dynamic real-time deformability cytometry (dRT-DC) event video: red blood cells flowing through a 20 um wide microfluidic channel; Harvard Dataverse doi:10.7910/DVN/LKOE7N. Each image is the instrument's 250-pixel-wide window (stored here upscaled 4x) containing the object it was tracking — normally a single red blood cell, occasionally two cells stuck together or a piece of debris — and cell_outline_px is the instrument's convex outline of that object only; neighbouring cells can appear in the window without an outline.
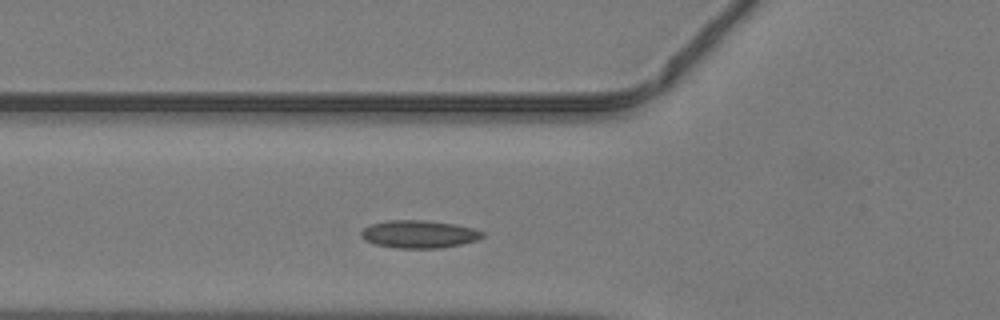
{"species": "common noctule bat (a hibernating species)", "species_latin": "Nyctalus noctula", "temperature_condition": "warm", "stored_images_in_passage": 33, "camera_frame_rate_fps": 3000, "um_per_image_px": 0.085, "animal": {"sex": "male", "body_mass_g": 19.2, "forearm_length_mm": 51.8}, "frame": {"image": 1, "passage_image": 2, "time_ms": 0.333, "image_size_px": [1000, 320], "cell_outline_px": [[484, 236], [476, 240], [460, 244], [440, 248], [396, 248], [376, 244], [364, 240], [360, 236], [360, 232], [364, 228], [372, 224], [388, 220], [424, 220], [456, 224], [472, 228], [484, 232]], "centroid_in_image_um": [35.6, 19.9], "position_along_channel_um": 90.2, "area_um2": 19.54}}
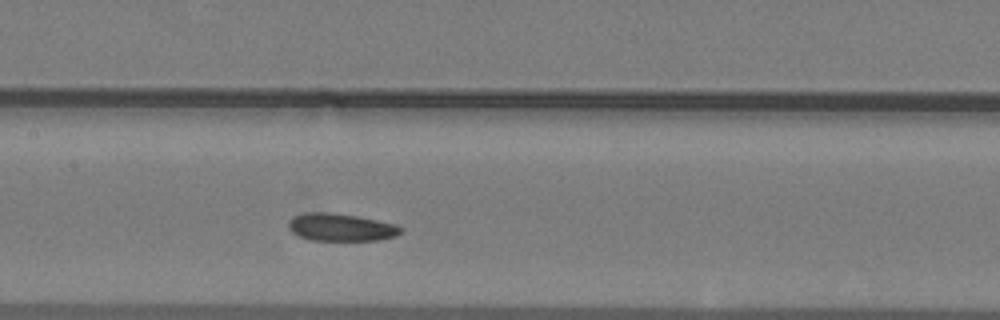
{"frame": {"image": 2, "passage_image": 8, "time_ms": 2.333, "image_size_px": [1000, 320], "cell_outline_px": [[404, 228], [396, 236], [380, 240], [312, 240], [300, 236], [292, 232], [288, 228], [288, 224], [292, 216], [304, 212], [328, 212], [356, 216], [396, 224]], "centroid_in_image_um": [28.97, 19.31], "position_along_channel_um": 178.4, "area_um2": 18.03}}
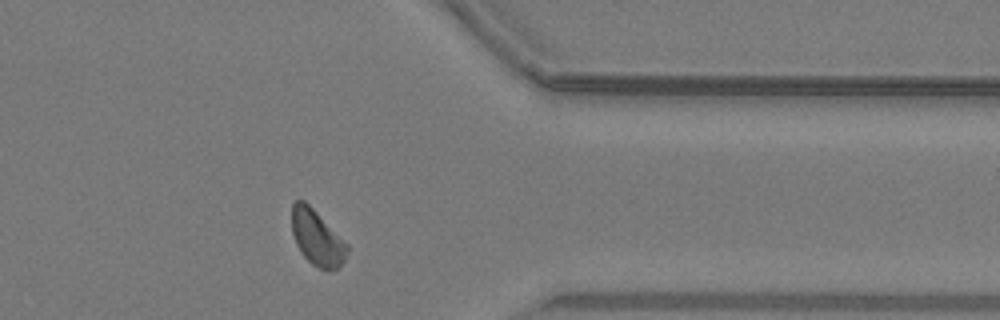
{"frame": {"image": 3, "passage_image": 23, "time_ms": 7.333, "image_size_px": [1000, 320], "cell_outline_px": [[348, 252], [344, 260], [336, 268], [328, 272], [312, 264], [300, 252], [296, 244], [292, 232], [292, 204], [296, 200], [304, 200], [348, 244]], "centroid_in_image_um": [26.94, 20.23], "position_along_channel_um": 384.5, "area_um2": 17.69}}